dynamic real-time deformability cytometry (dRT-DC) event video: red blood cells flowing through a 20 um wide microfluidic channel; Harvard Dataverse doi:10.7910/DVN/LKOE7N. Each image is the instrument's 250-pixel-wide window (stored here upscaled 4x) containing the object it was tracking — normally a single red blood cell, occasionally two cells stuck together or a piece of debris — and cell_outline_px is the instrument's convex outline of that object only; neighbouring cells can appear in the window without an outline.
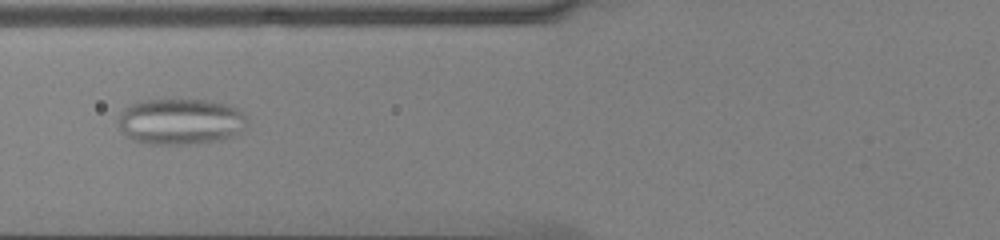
{"species": "common noctule bat (a hibernating species)", "species_latin": "Nyctalus noctula", "temperature_condition": "cold", "stored_images_in_passage": 54, "camera_frame_rate_fps": 3000, "um_per_image_px": 0.085, "animal": {"sex": "male", "body_mass_g": 13.0, "forearm_length_mm": 53.1}, "frame": {"image": 1, "passage_image": 23, "time_ms": 7.333, "image_size_px": [1000, 240], "cell_outline_px": [[248, 120], [244, 132], [236, 136], [220, 140], [196, 144], [148, 144], [132, 140], [124, 136], [120, 128], [120, 116], [124, 108], [132, 104], [144, 100], [204, 100], [228, 104], [236, 108]], "centroid_in_image_um": [15.38, 10.35], "position_along_channel_um": 110.4, "area_um2": 34.85}}
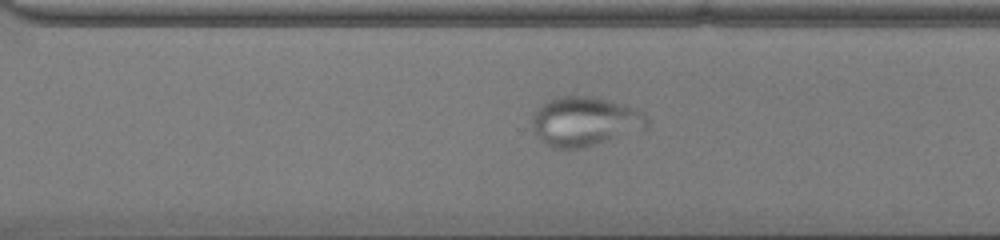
{"frame": {"image": 2, "passage_image": 39, "time_ms": 12.667, "image_size_px": [1000, 240], "cell_outline_px": [[648, 120], [644, 124], [584, 148], [552, 148], [544, 144], [540, 140], [532, 124], [532, 116], [540, 104], [564, 96], [588, 96], [608, 100], [636, 108], [644, 112], [648, 116]], "centroid_in_image_um": [49.59, 10.29], "position_along_channel_um": 321.0, "area_um2": 31.67}}
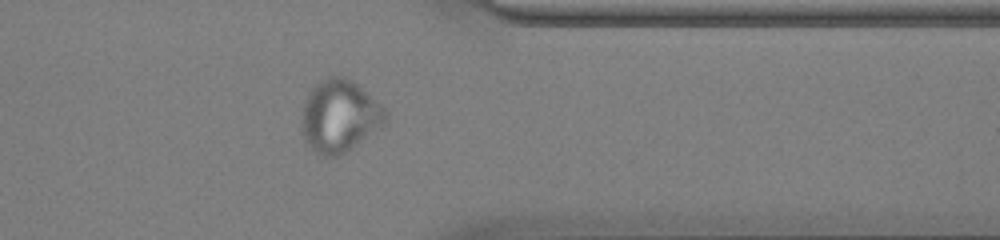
{"frame": {"image": 3, "passage_image": 44, "time_ms": 14.333, "image_size_px": [1000, 240], "cell_outline_px": [[388, 120], [344, 152], [336, 156], [320, 156], [304, 140], [300, 120], [300, 112], [304, 100], [308, 92], [320, 80], [328, 76], [344, 76], [352, 80], [380, 104], [388, 112]], "centroid_in_image_um": [28.8, 9.83], "position_along_channel_um": 382.6, "area_um2": 35.08}}